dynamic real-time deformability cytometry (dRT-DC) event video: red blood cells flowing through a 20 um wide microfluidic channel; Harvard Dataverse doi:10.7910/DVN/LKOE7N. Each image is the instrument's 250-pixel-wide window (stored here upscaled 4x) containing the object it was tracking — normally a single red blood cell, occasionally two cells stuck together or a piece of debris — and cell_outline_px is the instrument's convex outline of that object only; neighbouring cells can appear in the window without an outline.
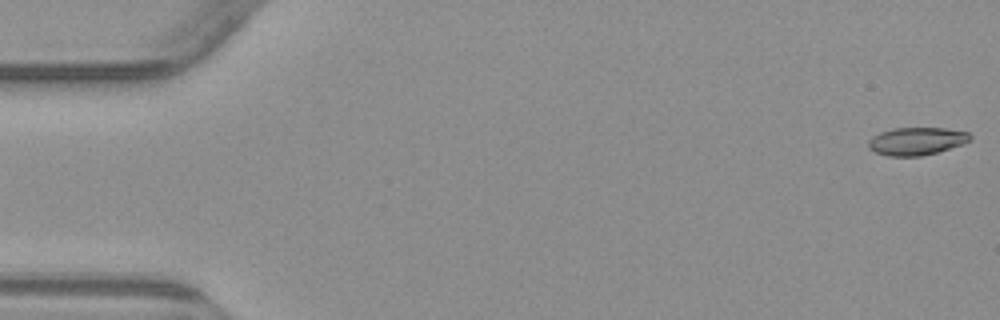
{"species": "common noctule bat (a hibernating species)", "species_latin": "Nyctalus noctula", "temperature_condition": "warm", "stored_images_in_passage": 4, "camera_frame_rate_fps": 3000, "um_per_image_px": 0.085, "animal": {"sex": "male", "body_mass_g": 23.1, "forearm_length_mm": 52.7}, "frame": {"image": 1, "passage_image": 1, "time_ms": 0.0, "image_size_px": [1000, 320], "cell_outline_px": [[972, 140], [964, 144], [936, 152], [920, 156], [888, 156], [876, 152], [868, 148], [868, 140], [872, 136], [880, 132], [892, 128], [944, 128], [968, 132], [972, 136]], "centroid_in_image_um": [77.91, 11.99], "position_along_channel_um": 7.1, "area_um2": 16.53}}
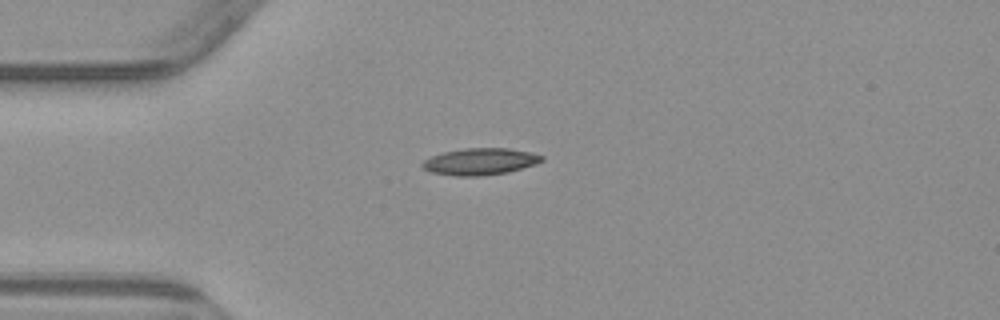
{"frame": {"image": 2, "passage_image": 4, "time_ms": 4.333, "image_size_px": [1000, 320], "cell_outline_px": [[544, 160], [536, 164], [508, 172], [480, 176], [456, 176], [432, 172], [424, 168], [420, 164], [424, 160], [432, 156], [444, 152], [464, 148], [508, 148], [532, 152], [544, 156]], "centroid_in_image_um": [40.84, 13.73], "position_along_channel_um": 44.2, "area_um2": 18.61}}